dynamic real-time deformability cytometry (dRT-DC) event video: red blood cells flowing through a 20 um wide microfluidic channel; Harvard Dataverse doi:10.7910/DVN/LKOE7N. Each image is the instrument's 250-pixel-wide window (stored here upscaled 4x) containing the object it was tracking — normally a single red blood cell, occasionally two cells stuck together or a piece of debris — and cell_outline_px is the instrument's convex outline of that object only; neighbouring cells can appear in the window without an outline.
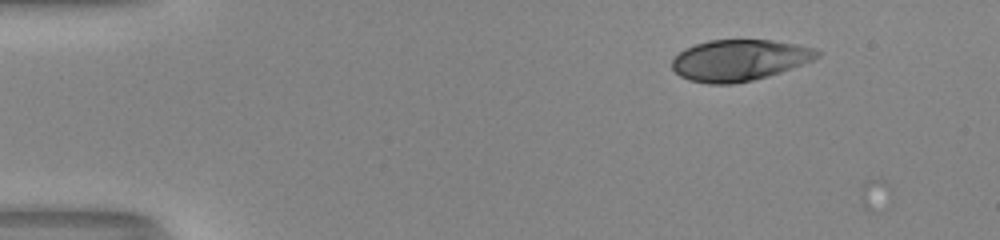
{"species": "human", "species_latin": "Homo sapiens", "temperature_condition": "room temperature", "stored_images_in_passage": 4, "camera_frame_rate_fps": 3000, "um_per_image_px": 0.085, "donor": {"sex": "male"}, "frame": {"image": 1, "passage_image": 3, "time_ms": 0.667, "image_size_px": [1000, 240], "cell_outline_px": [[820, 56], [812, 60], [780, 72], [768, 76], [752, 80], [732, 84], [708, 84], [688, 80], [680, 76], [672, 68], [672, 60], [684, 48], [708, 40], [772, 40], [796, 44], [816, 48], [820, 52]], "centroid_in_image_um": [62.83, 5.11], "position_along_channel_um": 22.2, "area_um2": 34.8}}